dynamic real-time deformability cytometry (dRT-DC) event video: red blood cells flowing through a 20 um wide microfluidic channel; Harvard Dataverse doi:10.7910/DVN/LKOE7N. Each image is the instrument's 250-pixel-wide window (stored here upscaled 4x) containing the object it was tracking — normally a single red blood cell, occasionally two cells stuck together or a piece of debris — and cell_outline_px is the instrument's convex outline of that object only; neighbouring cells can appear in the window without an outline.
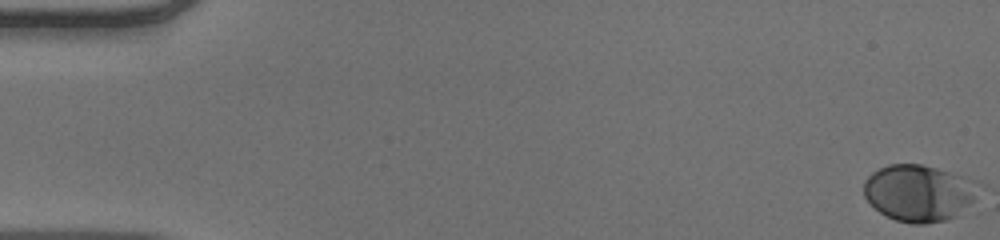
{"species": "human", "species_latin": "Homo sapiens", "temperature_condition": "warm", "stored_images_in_passage": 53, "camera_frame_rate_fps": 3000, "um_per_image_px": 0.085, "donor": {"sex": "male"}, "frame": {"image": 1, "passage_image": 1, "time_ms": 0.0, "image_size_px": [1000, 240], "cell_outline_px": [[984, 184], [972, 200], [956, 216], [948, 220], [924, 224], [912, 224], [896, 220], [880, 212], [864, 196], [864, 180], [872, 172], [888, 164], [920, 164], [936, 168], [976, 180]], "centroid_in_image_um": [78.13, 16.39], "position_along_channel_um": 6.9, "area_um2": 37.92}}
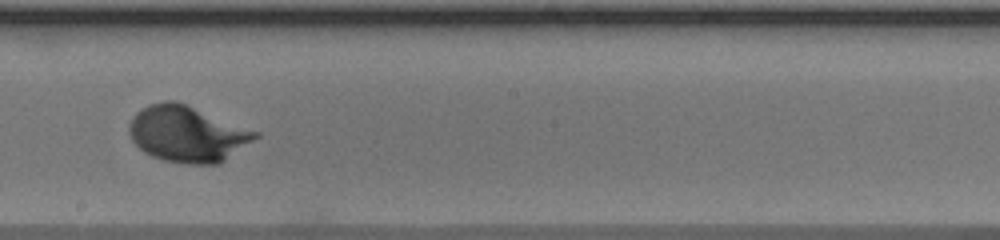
{"frame": {"image": 2, "passage_image": 31, "time_ms": 10.0, "image_size_px": [1000, 240], "cell_outline_px": [[260, 136], [220, 164], [188, 164], [164, 160], [152, 156], [144, 152], [132, 140], [128, 132], [128, 124], [132, 116], [136, 112], [148, 104], [164, 100], [176, 100], [260, 132]], "centroid_in_image_um": [15.92, 11.37], "position_along_channel_um": 232.3, "area_um2": 41.56}}
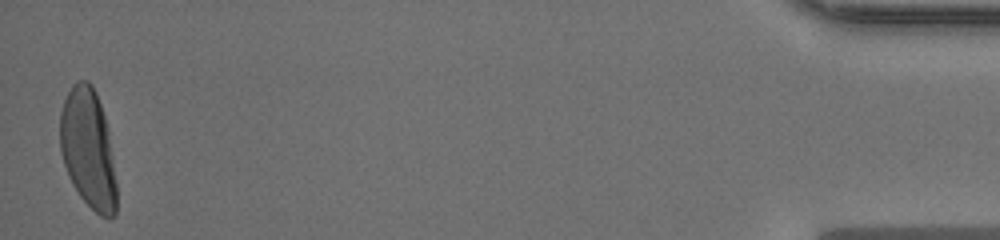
{"frame": {"image": 3, "passage_image": 53, "time_ms": 17.333, "image_size_px": [1000, 240], "cell_outline_px": [[116, 216], [108, 220], [100, 216], [80, 196], [72, 184], [68, 176], [60, 152], [60, 112], [64, 100], [72, 84], [76, 80], [88, 80], [92, 84], [96, 92], [108, 128], [116, 184]], "centroid_in_image_um": [7.49, 12.65], "position_along_channel_um": 427.7, "area_um2": 39.48}, "authors_computed_cell_mechanics": {"area_um2": 37.9168, "velocity_mm_per_s": 3.8923, "shape_relaxation_time_tau1_ms": 3.4648, "shape_relaxation_time_tau2_ms": null, "deformation_change_tau1": 0.19, "deformation_change_tau2": null}}